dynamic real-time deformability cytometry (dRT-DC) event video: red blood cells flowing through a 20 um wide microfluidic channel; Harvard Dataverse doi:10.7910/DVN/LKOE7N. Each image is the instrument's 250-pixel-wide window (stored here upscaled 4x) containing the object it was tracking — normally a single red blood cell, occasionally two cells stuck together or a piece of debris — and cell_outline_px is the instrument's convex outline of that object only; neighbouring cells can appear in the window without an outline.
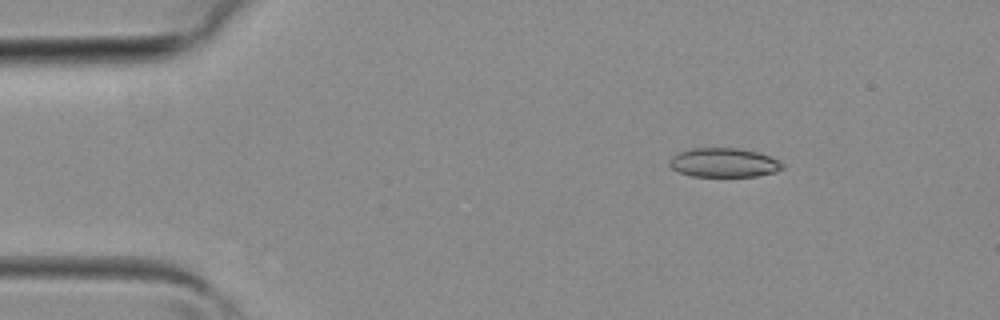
{"species": "common noctule bat (a hibernating species)", "species_latin": "Nyctalus noctula", "temperature_condition": "room temperature", "stored_images_in_passage": 38, "camera_frame_rate_fps": 3000, "um_per_image_px": 0.085, "animal": {"sex": "female", "body_mass_g": 19.3, "forearm_length_mm": 54.1}, "frame": {"image": 1, "passage_image": 5, "time_ms": 1.333, "image_size_px": [1000, 320], "cell_outline_px": [[784, 168], [776, 172], [756, 176], [692, 176], [680, 172], [672, 168], [668, 164], [668, 160], [672, 156], [680, 152], [692, 148], [736, 148], [760, 152], [784, 164]], "centroid_in_image_um": [61.52, 13.82], "position_along_channel_um": 23.5, "area_um2": 19.13}}
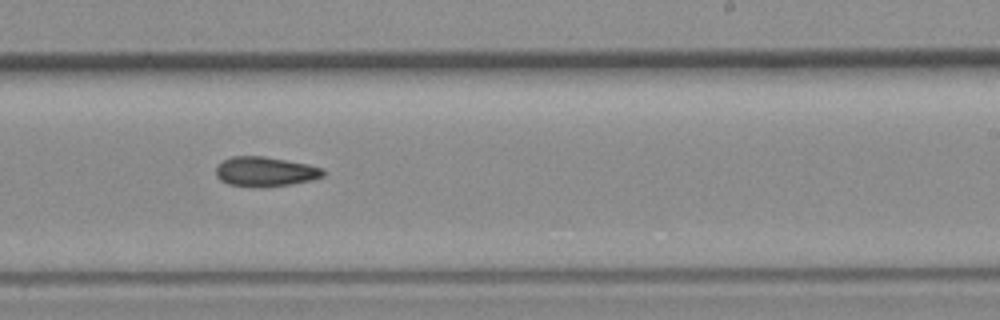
{"frame": {"image": 2, "passage_image": 23, "time_ms": 7.333, "image_size_px": [1000, 320], "cell_outline_px": [[324, 176], [312, 180], [288, 184], [256, 188], [228, 184], [220, 180], [216, 176], [216, 168], [224, 160], [232, 156], [264, 156], [308, 164], [324, 168]], "centroid_in_image_um": [22.54, 14.59], "position_along_channel_um": 266.5, "area_um2": 18.55}}
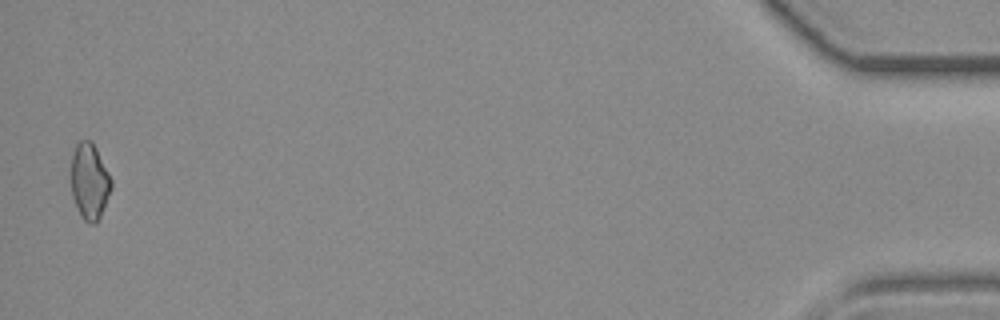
{"frame": {"image": 3, "passage_image": 38, "time_ms": 12.333, "image_size_px": [1000, 320], "cell_outline_px": [[112, 188], [100, 216], [96, 224], [88, 224], [84, 220], [72, 196], [68, 176], [72, 152], [76, 144], [80, 140], [92, 140], [112, 180]], "centroid_in_image_um": [7.56, 15.38], "position_along_channel_um": 427.6, "area_um2": 18.26}}